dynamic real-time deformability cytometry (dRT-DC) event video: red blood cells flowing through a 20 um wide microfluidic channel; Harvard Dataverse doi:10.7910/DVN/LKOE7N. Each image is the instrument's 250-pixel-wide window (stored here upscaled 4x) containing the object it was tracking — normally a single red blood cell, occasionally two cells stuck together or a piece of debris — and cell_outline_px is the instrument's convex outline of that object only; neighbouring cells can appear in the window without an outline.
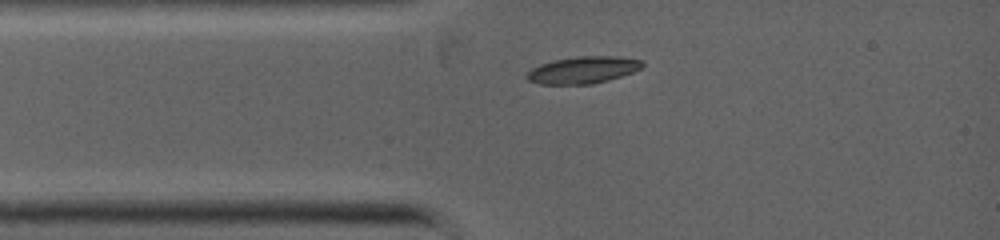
{"species": "common noctule bat (a hibernating species)", "species_latin": "Nyctalus noctula", "temperature_condition": "warm", "stored_images_in_passage": 3, "camera_frame_rate_fps": 5000, "um_per_image_px": 0.085, "animal": {"sex": "female", "body_mass_g": 19.0, "forearm_length_mm": 53.3}, "frame": {"image": 1, "passage_image": 1, "time_ms": 0.0, "image_size_px": [1000, 240], "cell_outline_px": [[644, 64], [640, 68], [632, 72], [608, 80], [592, 84], [540, 84], [528, 80], [524, 76], [532, 68], [540, 64], [552, 60], [576, 56], [616, 56], [644, 60]], "centroid_in_image_um": [49.54, 5.94], "position_along_channel_um": 35.5, "area_um2": 18.21}}